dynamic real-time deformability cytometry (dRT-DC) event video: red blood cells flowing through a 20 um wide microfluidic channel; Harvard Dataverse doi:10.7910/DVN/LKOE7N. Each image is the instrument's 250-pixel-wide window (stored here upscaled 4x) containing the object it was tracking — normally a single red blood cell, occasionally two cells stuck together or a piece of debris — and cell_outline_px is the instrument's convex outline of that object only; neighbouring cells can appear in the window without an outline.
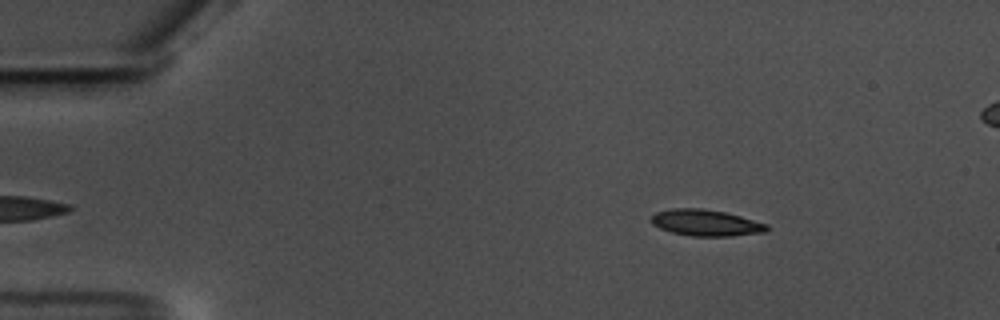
{"species": "common noctule bat (a hibernating species)", "species_latin": "Nyctalus noctula", "temperature_condition": "warm", "stored_images_in_passage": 53, "segment_of_instrument_passage": [1, 2], "camera_frame_rate_fps": 3000, "um_per_image_px": 0.085, "animal": {"sex": "male", "body_mass_g": 17.5, "forearm_length_mm": 52.3}, "frame": {"image": 1, "passage_image": 3, "time_ms": 0.667, "image_size_px": [1000, 320], "cell_outline_px": [[768, 228], [764, 232], [732, 236], [692, 236], [672, 232], [660, 228], [652, 224], [648, 220], [656, 212], [672, 208], [700, 208], [724, 212], [740, 216], [768, 224]], "centroid_in_image_um": [59.96, 18.93], "position_along_channel_um": 25.0, "area_um2": 17.69}}
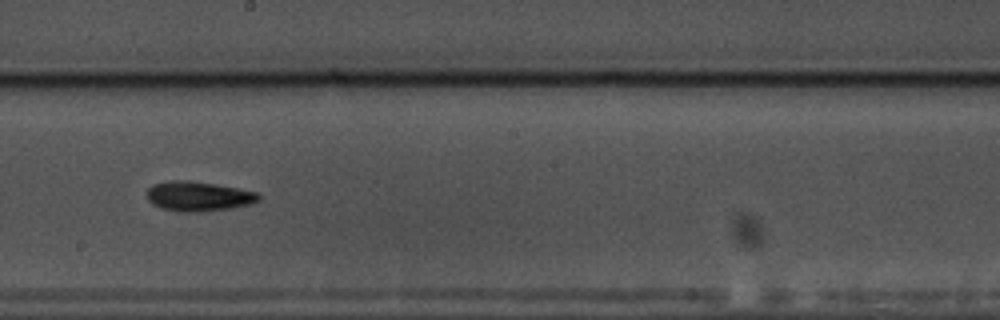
{"frame": {"image": 2, "passage_image": 27, "time_ms": 8.667, "image_size_px": [1000, 320], "cell_outline_px": [[260, 200], [252, 204], [228, 208], [196, 212], [184, 212], [160, 208], [152, 204], [148, 200], [148, 188], [152, 184], [172, 180], [188, 180], [216, 184], [256, 192], [260, 196]], "centroid_in_image_um": [16.84, 16.68], "position_along_channel_um": 231.4, "area_um2": 19.25}}
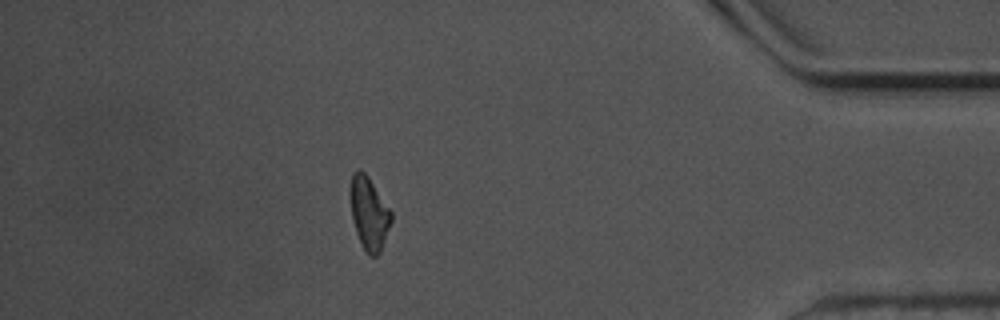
{"frame": {"image": 3, "passage_image": 45, "time_ms": 14.667, "image_size_px": [1000, 320], "cell_outline_px": [[392, 220], [380, 252], [376, 256], [368, 256], [364, 252], [356, 232], [352, 220], [352, 172], [356, 168], [360, 168], [368, 176], [392, 212]], "centroid_in_image_um": [31.39, 18.16], "position_along_channel_um": 403.8, "area_um2": 17.11}}